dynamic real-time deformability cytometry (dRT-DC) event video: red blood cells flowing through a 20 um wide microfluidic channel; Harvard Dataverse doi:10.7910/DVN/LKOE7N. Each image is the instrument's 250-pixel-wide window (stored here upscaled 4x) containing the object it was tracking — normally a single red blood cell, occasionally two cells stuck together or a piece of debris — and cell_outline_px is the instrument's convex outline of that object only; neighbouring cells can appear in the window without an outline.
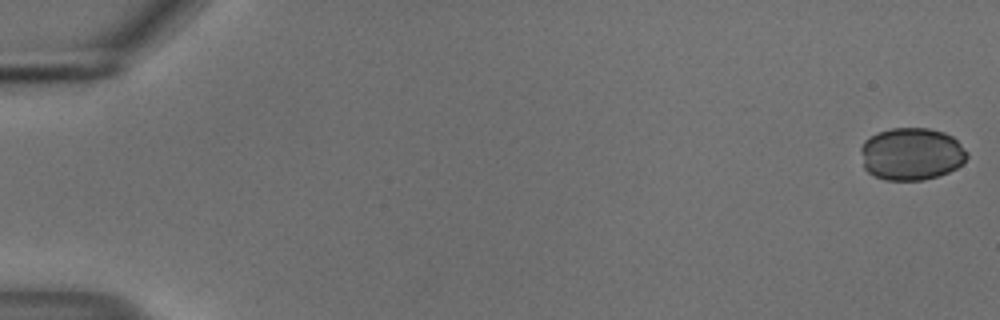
{"species": "common noctule bat (a hibernating species)", "species_latin": "Nyctalus noctula", "temperature_condition": "cold", "stored_images_in_passage": 22, "camera_frame_rate_fps": 3000, "um_per_image_px": 0.085, "animal": {"sex": "male", "body_mass_g": 18.8}, "frame": {"image": 1, "passage_image": 1, "time_ms": 0.0, "image_size_px": [1000, 320], "cell_outline_px": [[968, 156], [956, 168], [948, 172], [924, 180], [884, 180], [872, 176], [864, 168], [860, 152], [860, 148], [864, 140], [876, 132], [892, 128], [928, 128], [944, 132], [952, 136], [968, 152]], "centroid_in_image_um": [77.43, 13.08], "position_along_channel_um": 7.6, "area_um2": 32.71}}
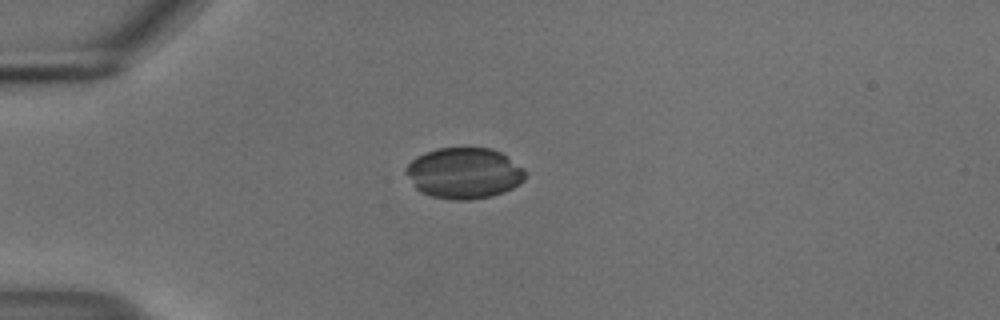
{"frame": {"image": 2, "passage_image": 15, "time_ms": 4.667, "image_size_px": [1000, 320], "cell_outline_px": [[524, 180], [520, 184], [504, 192], [492, 196], [472, 200], [452, 200], [432, 196], [420, 192], [416, 188], [404, 172], [404, 168], [416, 156], [436, 148], [492, 148], [500, 152], [524, 168]], "centroid_in_image_um": [39.43, 14.72], "position_along_channel_um": 45.6, "area_um2": 35.55}}